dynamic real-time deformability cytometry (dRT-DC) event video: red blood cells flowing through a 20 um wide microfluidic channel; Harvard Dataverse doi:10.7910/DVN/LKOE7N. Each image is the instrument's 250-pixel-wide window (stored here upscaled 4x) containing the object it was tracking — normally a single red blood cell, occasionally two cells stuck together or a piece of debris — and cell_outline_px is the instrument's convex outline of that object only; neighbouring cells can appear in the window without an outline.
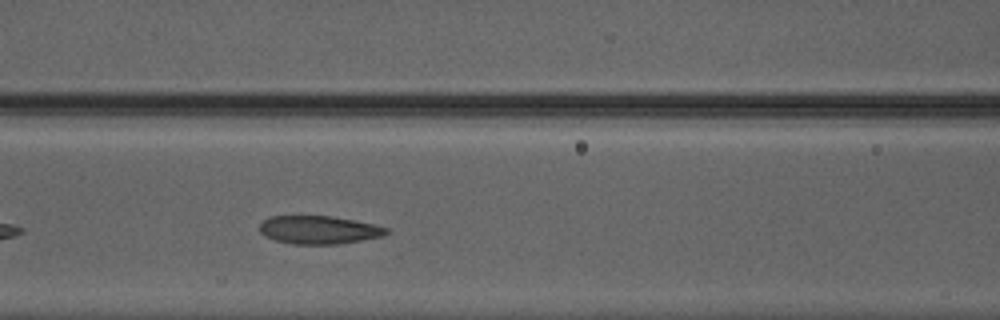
{"species": "Egyptian fruit bat (a non-hibernating species)", "species_latin": "Rousettus aegyptiacus", "temperature_condition": "warm", "stored_images_in_passage": 35, "camera_frame_rate_fps": 3000, "um_per_image_px": 0.085, "animal": {"sex": "male"}, "frame": {"image": 1, "passage_image": 9, "time_ms": 2.667, "image_size_px": [1000, 320], "cell_outline_px": [[388, 232], [384, 236], [336, 244], [292, 244], [276, 240], [264, 236], [260, 232], [260, 224], [268, 216], [332, 216], [376, 224], [388, 228]], "centroid_in_image_um": [27.1, 19.53], "position_along_channel_um": 139.5, "area_um2": 20.81}}
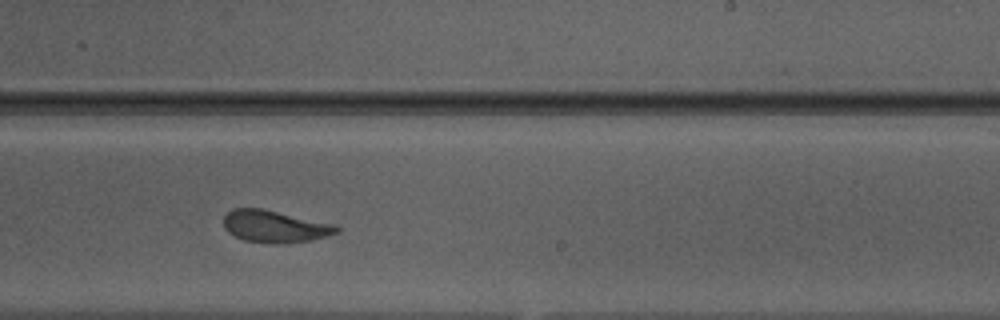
{"frame": {"image": 2, "passage_image": 18, "time_ms": 5.667, "image_size_px": [1000, 320], "cell_outline_px": [[340, 232], [328, 236], [312, 240], [288, 244], [276, 244], [244, 240], [228, 232], [224, 228], [224, 216], [232, 208], [260, 208], [336, 224], [340, 228]], "centroid_in_image_um": [23.4, 19.26], "position_along_channel_um": 265.6, "area_um2": 21.33}}
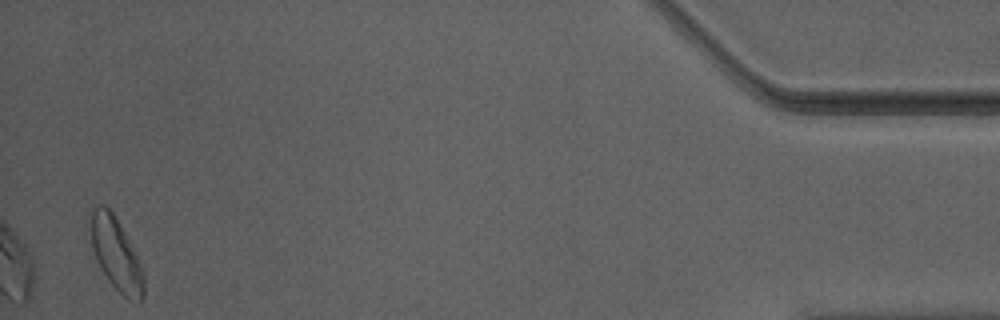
{"frame": {"image": 3, "passage_image": 35, "time_ms": 11.333, "image_size_px": [1000, 320], "cell_outline_px": [[144, 296], [140, 304], [128, 300], [108, 280], [100, 268], [96, 260], [92, 248], [92, 208], [96, 204], [104, 204], [112, 212], [124, 232], [144, 272]], "centroid_in_image_um": [9.89, 21.66], "position_along_channel_um": 425.3, "area_um2": 22.14}, "authors_computed_cell_mechanics": {"area_um2": 21.9062, "velocity_mm_per_s": 4.2302, "shape_relaxation_time_tau1_ms": 3.4989, "shape_relaxation_time_tau2_ms": 1.4716, "deformation_change_tau1": 0.1242, "deformation_change_tau2": 0.077}}